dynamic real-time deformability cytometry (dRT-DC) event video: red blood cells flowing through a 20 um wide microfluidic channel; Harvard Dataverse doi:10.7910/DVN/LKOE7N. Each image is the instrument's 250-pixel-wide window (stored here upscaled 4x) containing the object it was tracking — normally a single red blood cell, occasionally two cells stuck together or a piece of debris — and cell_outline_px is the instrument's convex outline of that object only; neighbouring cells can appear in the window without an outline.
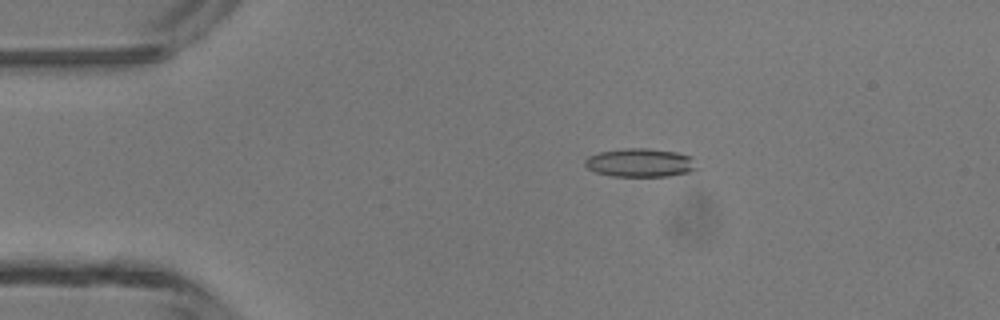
{"species": "common noctule bat (a hibernating species)", "species_latin": "Nyctalus noctula", "temperature_condition": "room temperature", "stored_images_in_passage": 6, "camera_frame_rate_fps": 3000, "um_per_image_px": 0.085, "animal": {"sex": "male", "body_mass_g": 13.3}, "frame": {"image": 1, "passage_image": 3, "time_ms": 2.667, "image_size_px": [1000, 320], "cell_outline_px": [[700, 168], [688, 172], [668, 176], [612, 176], [596, 172], [588, 168], [584, 164], [584, 160], [588, 156], [600, 152], [624, 148], [648, 148], [676, 152], [692, 156]], "centroid_in_image_um": [54.45, 13.82], "position_along_channel_um": 30.5, "area_um2": 18.73}}
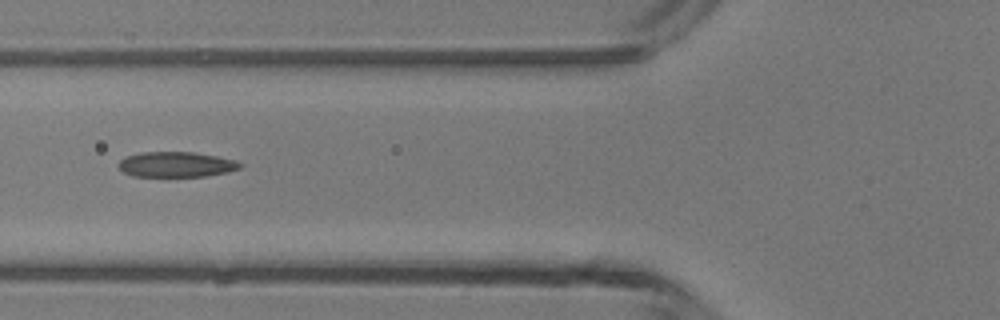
{"frame": {"image": 2, "passage_image": 5, "time_ms": 5.667, "image_size_px": [1000, 320], "cell_outline_px": [[244, 164], [240, 168], [228, 172], [204, 176], [132, 176], [124, 172], [120, 168], [120, 160], [124, 156], [140, 152], [192, 152], [216, 156], [236, 160]], "centroid_in_image_um": [14.99, 13.97], "position_along_channel_um": 110.8, "area_um2": 17.86}}
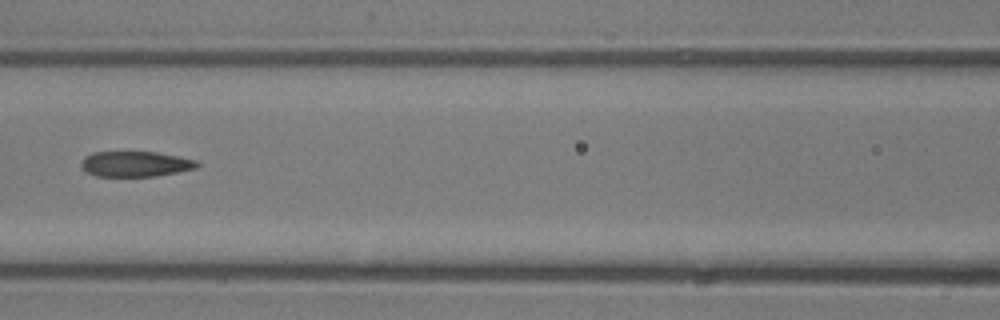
{"frame": {"image": 3, "passage_image": 6, "time_ms": 6.667, "image_size_px": [1000, 320], "cell_outline_px": [[200, 164], [196, 168], [156, 176], [96, 176], [84, 172], [80, 168], [80, 164], [84, 156], [92, 152], [156, 152], [180, 156], [196, 160]], "centroid_in_image_um": [11.46, 13.93], "position_along_channel_um": 155.1, "area_um2": 17.34}}